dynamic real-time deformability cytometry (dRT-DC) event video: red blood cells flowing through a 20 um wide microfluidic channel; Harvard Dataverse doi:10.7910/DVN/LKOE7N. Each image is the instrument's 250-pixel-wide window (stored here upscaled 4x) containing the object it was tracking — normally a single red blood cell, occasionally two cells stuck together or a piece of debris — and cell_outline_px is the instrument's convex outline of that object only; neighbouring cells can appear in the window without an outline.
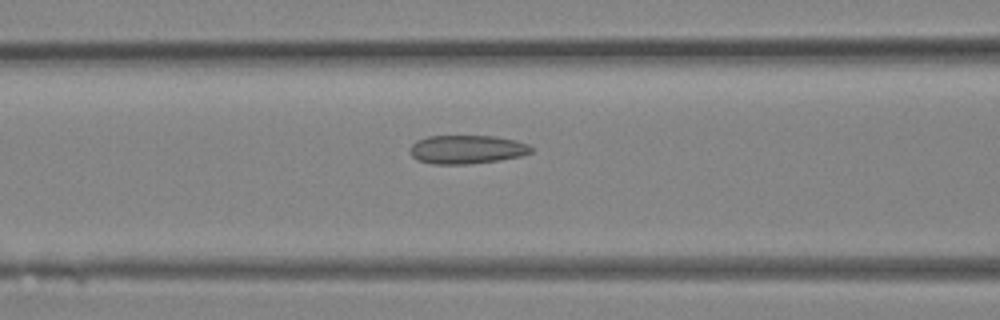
{"species": "Egyptian fruit bat (a non-hibernating species)", "species_latin": "Rousettus aegyptiacus", "temperature_condition": "room temperature", "stored_images_in_passage": 21, "camera_frame_rate_fps": 3000, "um_per_image_px": 0.085, "animal": {"sex": "female"}, "frame": {"image": 1, "passage_image": 5, "time_ms": 1.333, "image_size_px": [1000, 320], "cell_outline_px": [[532, 152], [520, 156], [500, 160], [468, 164], [432, 164], [416, 160], [412, 156], [408, 148], [416, 140], [428, 136], [496, 136], [516, 140], [528, 144], [532, 148]], "centroid_in_image_um": [39.65, 12.7], "position_along_channel_um": 126.9, "area_um2": 20.4}}
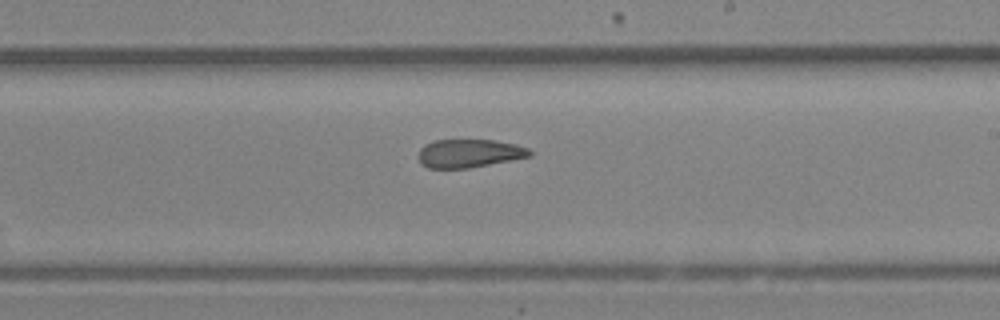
{"frame": {"image": 2, "passage_image": 11, "time_ms": 3.333, "image_size_px": [1000, 320], "cell_outline_px": [[532, 156], [468, 168], [428, 168], [420, 164], [416, 156], [420, 148], [424, 144], [432, 140], [492, 140], [516, 144], [528, 148], [532, 152]], "centroid_in_image_um": [39.82, 13.03], "position_along_channel_um": 249.2, "area_um2": 18.55}}
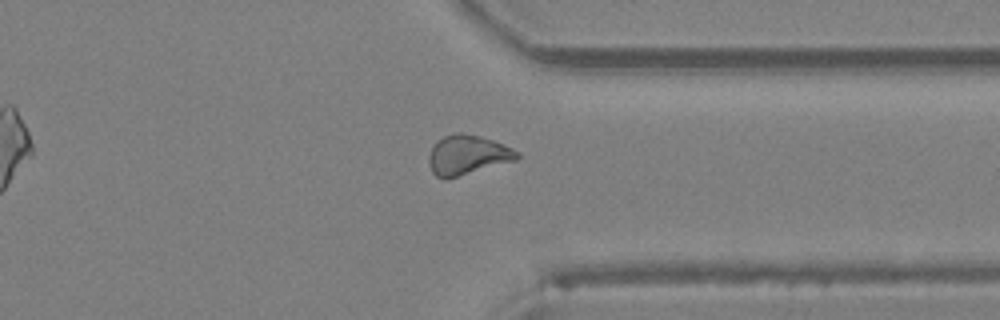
{"frame": {"image": 3, "passage_image": 17, "time_ms": 5.333, "image_size_px": [1000, 320], "cell_outline_px": [[520, 156], [516, 160], [448, 180], [444, 180], [436, 176], [432, 172], [428, 164], [428, 156], [436, 140], [444, 136], [456, 132], [460, 132], [480, 136], [492, 140], [512, 148], [520, 152]], "centroid_in_image_um": [39.71, 13.19], "position_along_channel_um": 371.7, "area_um2": 20.69}}